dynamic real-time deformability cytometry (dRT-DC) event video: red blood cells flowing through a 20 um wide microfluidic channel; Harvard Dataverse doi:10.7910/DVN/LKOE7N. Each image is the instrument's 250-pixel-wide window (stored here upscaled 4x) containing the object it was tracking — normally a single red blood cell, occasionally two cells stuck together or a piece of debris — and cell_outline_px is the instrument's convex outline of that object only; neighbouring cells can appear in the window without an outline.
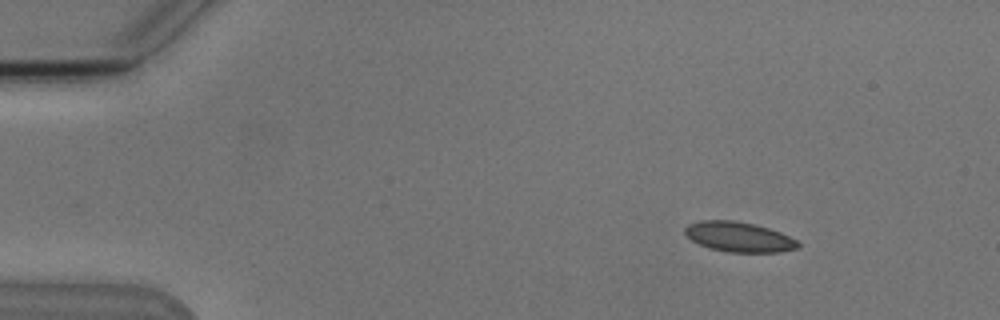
{"species": "Egyptian fruit bat (a non-hibernating species)", "species_latin": "Rousettus aegyptiacus", "temperature_condition": "cold", "stored_images_in_passage": 8, "camera_frame_rate_fps": 3000, "um_per_image_px": 0.085, "animal": {"sex": "male"}, "frame": {"image": 1, "passage_image": 2, "time_ms": 1.0, "image_size_px": [1000, 320], "cell_outline_px": [[800, 248], [780, 252], [728, 252], [712, 248], [700, 244], [692, 240], [684, 232], [684, 228], [688, 224], [700, 220], [732, 220], [752, 224], [768, 228], [780, 232], [796, 240], [800, 244]], "centroid_in_image_um": [62.82, 20.13], "position_along_channel_um": 22.2, "area_um2": 19.59}}
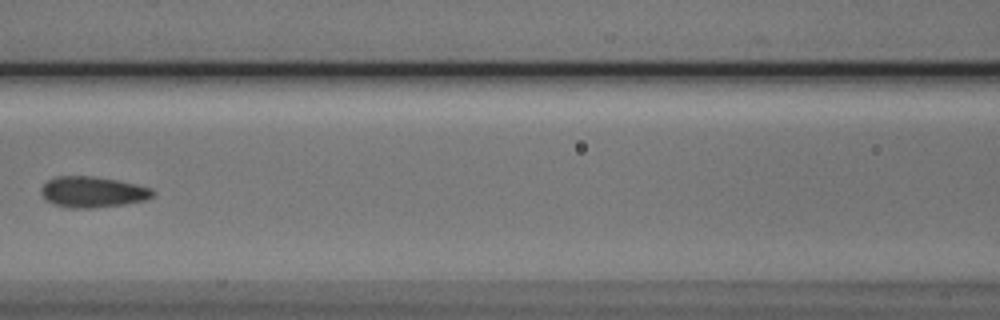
{"frame": {"image": 2, "passage_image": 7, "time_ms": 7.0, "image_size_px": [1000, 320], "cell_outline_px": [[156, 192], [152, 196], [144, 200], [124, 204], [92, 208], [68, 208], [52, 204], [44, 200], [40, 192], [40, 188], [48, 180], [56, 176], [92, 176], [116, 180], [136, 184], [152, 188]], "centroid_in_image_um": [7.83, 16.32], "position_along_channel_um": 158.8, "area_um2": 20.23}}
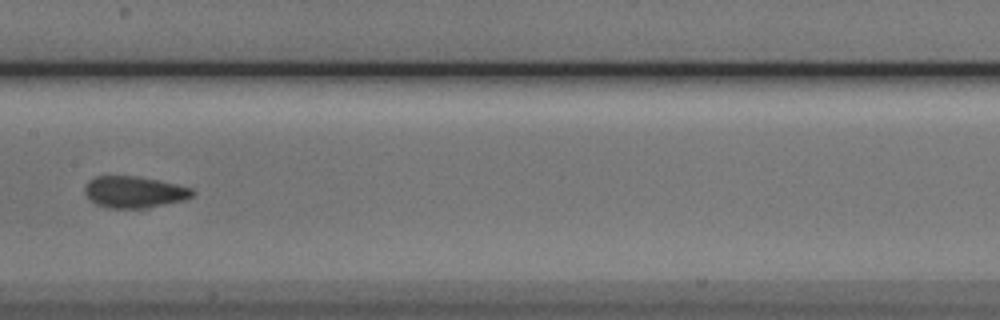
{"frame": {"image": 3, "passage_image": 8, "time_ms": 8.0, "image_size_px": [1000, 320], "cell_outline_px": [[196, 192], [192, 196], [184, 200], [144, 208], [108, 208], [96, 204], [84, 192], [84, 188], [88, 180], [96, 176], [136, 176], [176, 184], [192, 188]], "centroid_in_image_um": [11.4, 16.32], "position_along_channel_um": 196.0, "area_um2": 19.65}}